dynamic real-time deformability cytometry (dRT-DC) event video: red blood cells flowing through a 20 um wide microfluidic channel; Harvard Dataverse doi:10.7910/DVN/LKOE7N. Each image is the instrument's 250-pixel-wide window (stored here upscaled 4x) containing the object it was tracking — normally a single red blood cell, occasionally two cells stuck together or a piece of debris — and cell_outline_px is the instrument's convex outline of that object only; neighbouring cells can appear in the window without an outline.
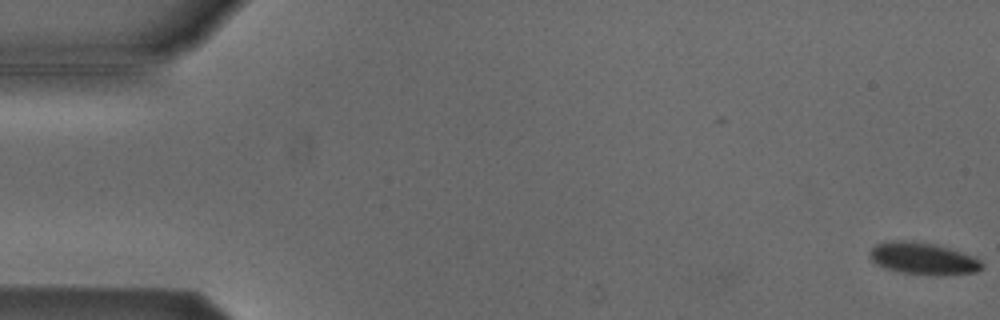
{"species": "Egyptian fruit bat (a non-hibernating species)", "species_latin": "Rousettus aegyptiacus", "temperature_condition": "cold", "stored_images_in_passage": 51, "camera_frame_rate_fps": 3000, "um_per_image_px": 0.085, "animal": {"sex": "male"}, "frame": {"image": 1, "passage_image": 1, "time_ms": 0.0, "image_size_px": [1000, 320], "cell_outline_px": [[984, 268], [976, 272], [940, 276], [904, 272], [884, 268], [876, 264], [868, 256], [868, 252], [876, 244], [884, 240], [912, 240], [932, 244], [948, 248], [976, 256], [984, 264]], "centroid_in_image_um": [78.47, 21.97], "position_along_channel_um": 6.5, "area_um2": 21.27}}
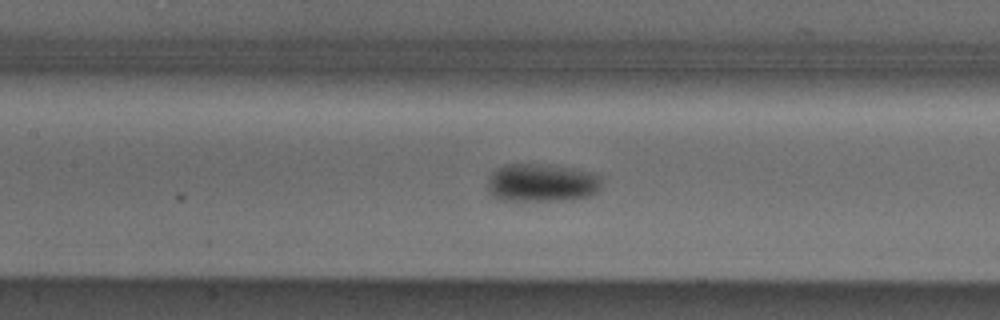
{"frame": {"image": 2, "passage_image": 25, "time_ms": 8.0, "image_size_px": [1000, 320], "cell_outline_px": [[600, 188], [592, 196], [560, 200], [500, 200], [492, 196], [488, 192], [488, 180], [492, 172], [508, 164], [536, 164], [572, 168], [592, 172], [600, 176]], "centroid_in_image_um": [46.04, 15.54], "position_along_channel_um": 161.4, "area_um2": 25.14}}
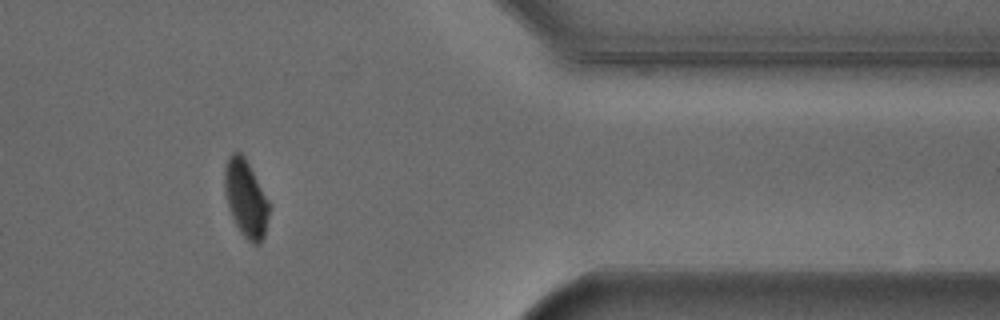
{"frame": {"image": 3, "passage_image": 45, "time_ms": 14.667, "image_size_px": [1000, 320], "cell_outline_px": [[268, 216], [264, 236], [260, 244], [252, 244], [240, 232], [232, 216], [228, 204], [224, 188], [224, 168], [228, 156], [232, 152], [240, 152], [244, 156], [268, 200]], "centroid_in_image_um": [20.87, 16.86], "position_along_channel_um": 390.5, "area_um2": 19.65}, "authors_computed_cell_mechanics": {"area_um2": 22.253, "velocity_mm_per_s": 3.796, "shape_relaxation_time_tau1_ms": 3.8078, "shape_relaxation_time_tau2_ms": null, "deformation_change_tau1": 0.0922, "deformation_change_tau2": null}}